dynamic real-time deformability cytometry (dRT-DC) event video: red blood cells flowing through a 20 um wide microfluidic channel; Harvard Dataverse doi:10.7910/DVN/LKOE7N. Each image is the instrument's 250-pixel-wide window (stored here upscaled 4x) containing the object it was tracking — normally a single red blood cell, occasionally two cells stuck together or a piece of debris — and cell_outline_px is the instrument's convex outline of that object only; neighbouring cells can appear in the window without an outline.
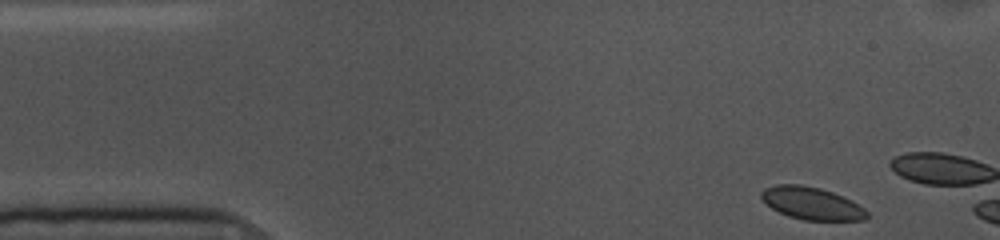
{"species": "common noctule bat (a hibernating species)", "species_latin": "Nyctalus noctula", "temperature_condition": "cold", "stored_images_in_passage": 6, "camera_frame_rate_fps": 3000, "um_per_image_px": 0.085, "animal": {"sex": "female", "body_mass_g": 10.0, "forearm_length_mm": 53.1}, "frame": {"image": 1, "passage_image": 1, "time_ms": 0.0, "image_size_px": [1000, 240], "cell_outline_px": [[868, 216], [864, 220], [804, 220], [788, 216], [772, 208], [760, 196], [760, 192], [764, 188], [776, 184], [800, 184], [820, 188], [832, 192], [852, 200], [864, 208], [868, 212]], "centroid_in_image_um": [69.0, 17.28], "position_along_channel_um": 16.0, "area_um2": 19.94}}